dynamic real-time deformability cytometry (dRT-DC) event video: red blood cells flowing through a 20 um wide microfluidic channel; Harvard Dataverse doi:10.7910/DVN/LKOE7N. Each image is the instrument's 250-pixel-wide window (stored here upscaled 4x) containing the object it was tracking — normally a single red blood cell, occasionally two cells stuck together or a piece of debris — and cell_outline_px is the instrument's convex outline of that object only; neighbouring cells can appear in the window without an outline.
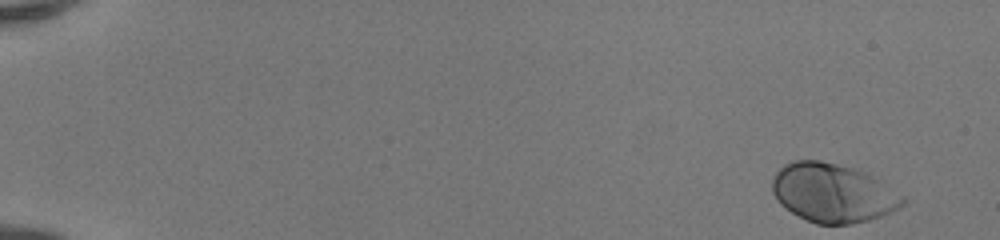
{"species": "human", "species_latin": "Homo sapiens", "temperature_condition": "room temperature", "stored_images_in_passage": 48, "camera_frame_rate_fps": 3000, "um_per_image_px": 0.085, "donor": {"sex": "female"}, "frame": {"image": 1, "passage_image": 1, "time_ms": 0.0, "image_size_px": [1000, 240], "cell_outline_px": [[908, 200], [904, 204], [880, 216], [868, 220], [852, 224], [816, 224], [792, 212], [780, 204], [776, 200], [772, 192], [772, 176], [784, 164], [796, 160], [820, 160], [860, 168], [880, 180], [904, 196]], "centroid_in_image_um": [70.79, 16.37], "position_along_channel_um": 14.2, "area_um2": 45.03}}
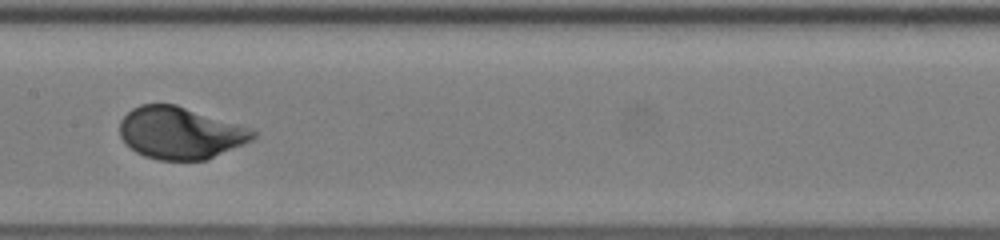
{"frame": {"image": 2, "passage_image": 26, "time_ms": 8.333, "image_size_px": [1000, 240], "cell_outline_px": [[256, 136], [252, 140], [208, 160], [160, 160], [144, 156], [136, 152], [124, 144], [120, 136], [120, 120], [132, 108], [140, 104], [176, 104], [240, 124], [252, 128], [256, 132]], "centroid_in_image_um": [15.32, 11.3], "position_along_channel_um": 192.1, "area_um2": 40.75}}
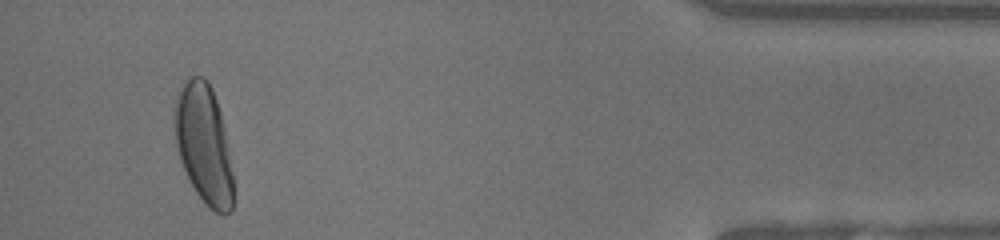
{"frame": {"image": 3, "passage_image": 46, "time_ms": 15.0, "image_size_px": [1000, 240], "cell_outline_px": [[232, 208], [224, 216], [216, 212], [204, 204], [188, 180], [180, 160], [176, 144], [176, 100], [180, 88], [184, 80], [188, 76], [204, 76], [208, 80], [212, 88], [220, 112], [232, 172]], "centroid_in_image_um": [17.31, 12.25], "position_along_channel_um": 417.9, "area_um2": 40.11}, "authors_computed_cell_mechanics": {"area_um2": 40.8646, "velocity_mm_per_s": 4.1605, "shape_relaxation_time_tau1_ms": 2.1994, "shape_relaxation_time_tau2_ms": null, "deformation_change_tau1": 0.1512, "deformation_change_tau2": null}}